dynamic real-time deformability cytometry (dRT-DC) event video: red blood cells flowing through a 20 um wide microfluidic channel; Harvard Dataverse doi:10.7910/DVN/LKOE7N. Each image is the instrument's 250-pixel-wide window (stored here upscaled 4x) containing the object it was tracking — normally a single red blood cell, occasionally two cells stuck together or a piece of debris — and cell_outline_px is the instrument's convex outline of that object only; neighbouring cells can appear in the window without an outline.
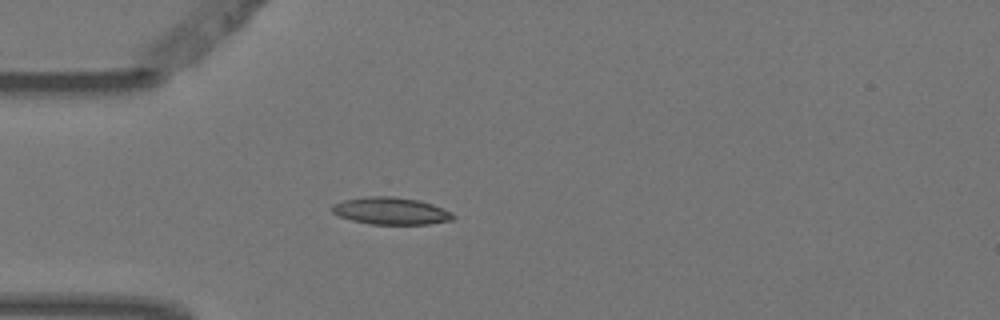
{"species": "Egyptian fruit bat (a non-hibernating species)", "species_latin": "Rousettus aegyptiacus", "temperature_condition": "warm", "stored_images_in_passage": 5, "camera_frame_rate_fps": 3000, "um_per_image_px": 0.085, "animal": {"sex": "female"}, "frame": {"image": 1, "passage_image": 5, "time_ms": 1.333, "image_size_px": [1000, 320], "cell_outline_px": [[456, 216], [452, 220], [428, 224], [368, 224], [352, 220], [340, 216], [332, 212], [332, 204], [344, 200], [368, 196], [392, 196], [420, 200], [432, 204], [452, 212]], "centroid_in_image_um": [33.24, 17.92], "position_along_channel_um": 51.8, "area_um2": 19.19}}